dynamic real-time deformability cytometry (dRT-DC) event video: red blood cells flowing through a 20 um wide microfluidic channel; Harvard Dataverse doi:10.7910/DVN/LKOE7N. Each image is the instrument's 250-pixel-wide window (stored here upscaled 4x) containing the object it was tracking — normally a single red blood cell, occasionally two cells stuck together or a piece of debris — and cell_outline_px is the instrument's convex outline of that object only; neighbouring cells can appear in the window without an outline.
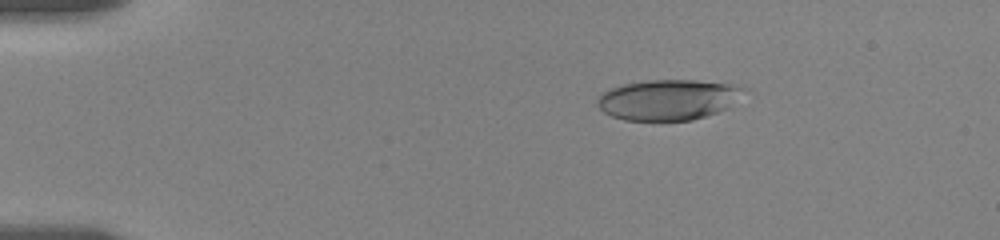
{"species": "human", "species_latin": "Homo sapiens", "temperature_condition": "room temperature", "stored_images_in_passage": 57, "camera_frame_rate_fps": 3000, "um_per_image_px": 0.085, "donor": {"sex": "female"}, "frame": {"image": 1, "passage_image": 10, "time_ms": 3.0, "image_size_px": [1000, 240], "cell_outline_px": [[748, 88], [728, 108], [692, 120], [624, 120], [612, 116], [604, 112], [596, 104], [596, 100], [604, 92], [612, 88], [624, 84], [648, 80], [696, 80], [736, 84]], "centroid_in_image_um": [56.82, 8.46], "position_along_channel_um": 28.2, "area_um2": 34.51}}
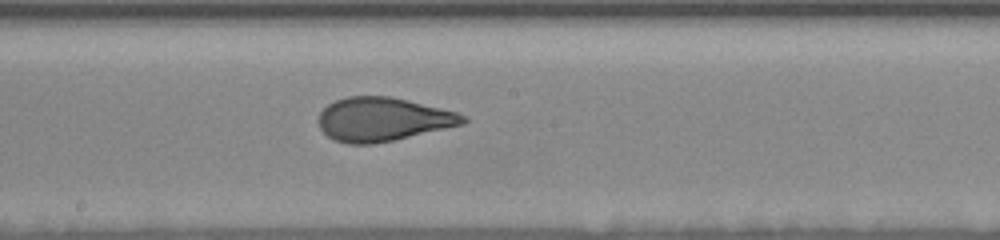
{"frame": {"image": 2, "passage_image": 32, "time_ms": 10.333, "image_size_px": [1000, 240], "cell_outline_px": [[468, 120], [464, 124], [392, 140], [372, 144], [348, 144], [336, 140], [328, 136], [320, 128], [320, 112], [328, 104], [336, 100], [348, 96], [392, 96], [456, 112], [464, 116]], "centroid_in_image_um": [32.53, 10.13], "position_along_channel_um": 215.7, "area_um2": 36.36}}
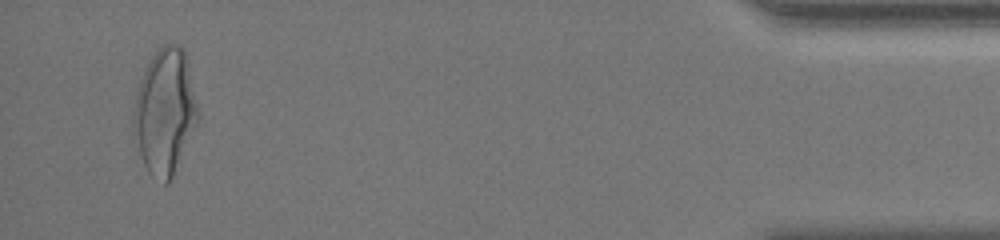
{"frame": {"image": 3, "passage_image": 55, "time_ms": 18.0, "image_size_px": [1000, 240], "cell_outline_px": [[200, 120], [168, 184], [164, 184], [152, 176], [148, 172], [144, 164], [132, 128], [132, 112], [136, 92], [140, 80], [148, 60], [156, 48], [164, 44], [180, 44], [184, 48]], "centroid_in_image_um": [14.0, 9.46], "position_along_channel_um": 421.2, "area_um2": 47.22}, "authors_computed_cell_mechanics": {"area_um2": 36.6452, "velocity_mm_per_s": 3.5443, "shape_relaxation_time_tau1_ms": 4.326, "shape_relaxation_time_tau2_ms": 0.9617, "deformation_change_tau1": 0.1805, "deformation_change_tau2": 0.0804}}